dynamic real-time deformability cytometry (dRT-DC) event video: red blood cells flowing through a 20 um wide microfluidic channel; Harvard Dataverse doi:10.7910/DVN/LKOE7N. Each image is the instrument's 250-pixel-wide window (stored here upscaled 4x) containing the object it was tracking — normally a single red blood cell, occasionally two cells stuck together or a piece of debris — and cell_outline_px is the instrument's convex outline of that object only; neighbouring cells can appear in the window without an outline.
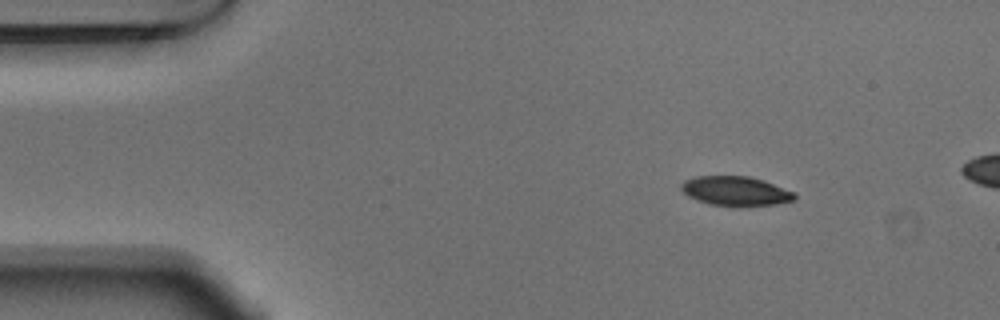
{"species": "Egyptian fruit bat (a non-hibernating species)", "species_latin": "Rousettus aegyptiacus", "temperature_condition": "warm", "stored_images_in_passage": 9, "camera_frame_rate_fps": 3000, "um_per_image_px": 0.085, "animal": {"sex": "male"}, "frame": {"image": 1, "passage_image": 1, "time_ms": 0.0, "image_size_px": [1000, 320], "cell_outline_px": [[796, 200], [776, 204], [708, 204], [688, 196], [680, 188], [680, 184], [684, 180], [696, 176], [748, 176], [764, 180], [796, 192]], "centroid_in_image_um": [62.54, 16.2], "position_along_channel_um": 22.5, "area_um2": 19.02}}